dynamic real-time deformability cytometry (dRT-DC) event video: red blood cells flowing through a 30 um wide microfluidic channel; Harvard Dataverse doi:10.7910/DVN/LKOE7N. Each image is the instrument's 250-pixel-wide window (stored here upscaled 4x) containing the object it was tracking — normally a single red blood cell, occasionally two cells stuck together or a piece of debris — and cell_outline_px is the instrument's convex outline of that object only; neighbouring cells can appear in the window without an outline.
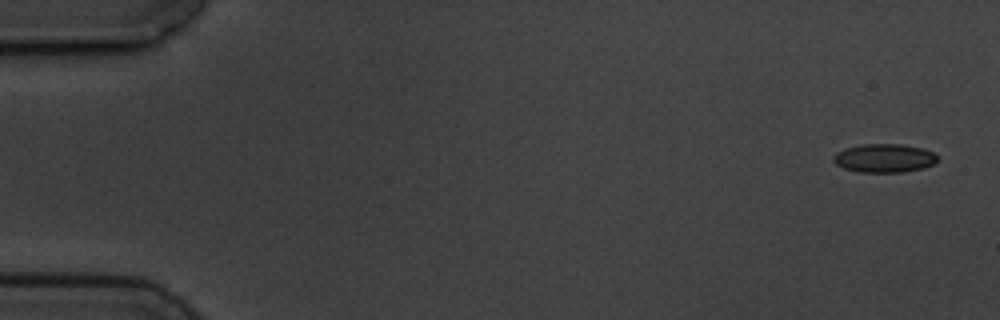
{"species": "common noctule bat (a hibernating species)", "species_latin": "Nyctalus noctula", "temperature_condition": "cold", "stored_images_in_passage": 5, "camera_frame_rate_fps": 3000, "um_per_image_px": 0.085, "animal": {"sex": "male", "body_mass_g": 19.5, "forearm_length_mm": 54.6}, "frame": {"image": 1, "passage_image": 1, "time_ms": 0.0, "image_size_px": [1000, 320], "cell_outline_px": [[936, 160], [932, 164], [924, 168], [904, 172], [860, 172], [844, 168], [836, 164], [832, 160], [832, 156], [836, 152], [844, 148], [860, 144], [904, 144], [924, 148], [932, 152], [936, 156]], "centroid_in_image_um": [75.12, 13.43], "position_along_channel_um": 9.9, "area_um2": 17.46}}